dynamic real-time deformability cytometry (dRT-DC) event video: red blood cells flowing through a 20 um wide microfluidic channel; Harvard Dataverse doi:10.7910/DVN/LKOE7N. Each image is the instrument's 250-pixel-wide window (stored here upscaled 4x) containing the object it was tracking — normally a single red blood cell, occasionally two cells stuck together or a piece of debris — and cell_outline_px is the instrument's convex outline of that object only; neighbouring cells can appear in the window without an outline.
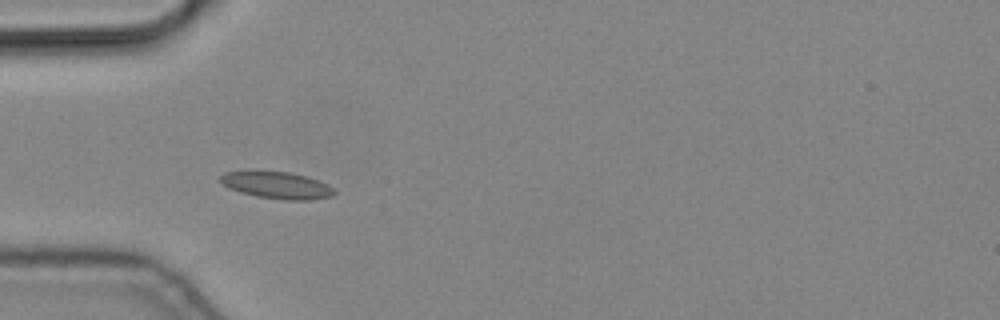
{"species": "common noctule bat (a hibernating species)", "species_latin": "Nyctalus noctula", "temperature_condition": "cold", "stored_images_in_passage": 6, "camera_frame_rate_fps": 3000, "um_per_image_px": 0.085, "animal": {"sex": "male", "body_mass_g": 19.2, "forearm_length_mm": 51.8}, "frame": {"image": 1, "passage_image": 5, "time_ms": 1.333, "image_size_px": [1000, 320], "cell_outline_px": [[336, 192], [332, 196], [312, 200], [284, 200], [256, 196], [240, 192], [228, 188], [220, 180], [220, 176], [224, 172], [288, 172], [308, 176], [328, 184]], "centroid_in_image_um": [23.58, 15.76], "position_along_channel_um": 61.4, "area_um2": 17.69}}
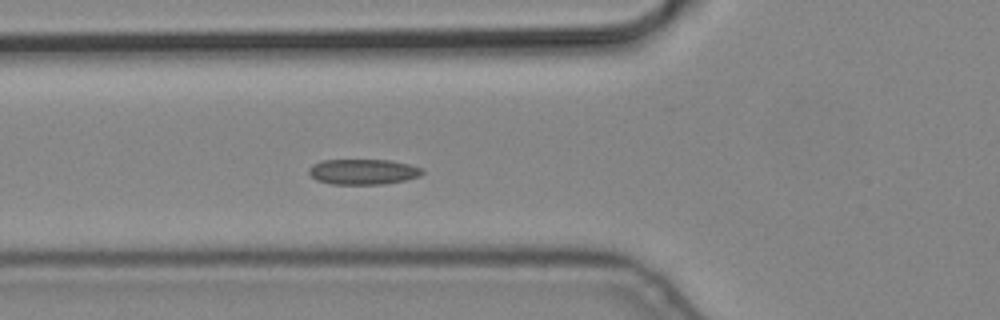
{"frame": {"image": 2, "passage_image": 6, "time_ms": 1.667, "image_size_px": [1000, 320], "cell_outline_px": [[424, 172], [420, 176], [404, 180], [384, 184], [332, 184], [316, 180], [308, 172], [308, 168], [312, 164], [324, 160], [392, 160], [424, 168]], "centroid_in_image_um": [30.87, 14.59], "position_along_channel_um": 94.9, "area_um2": 16.88}}